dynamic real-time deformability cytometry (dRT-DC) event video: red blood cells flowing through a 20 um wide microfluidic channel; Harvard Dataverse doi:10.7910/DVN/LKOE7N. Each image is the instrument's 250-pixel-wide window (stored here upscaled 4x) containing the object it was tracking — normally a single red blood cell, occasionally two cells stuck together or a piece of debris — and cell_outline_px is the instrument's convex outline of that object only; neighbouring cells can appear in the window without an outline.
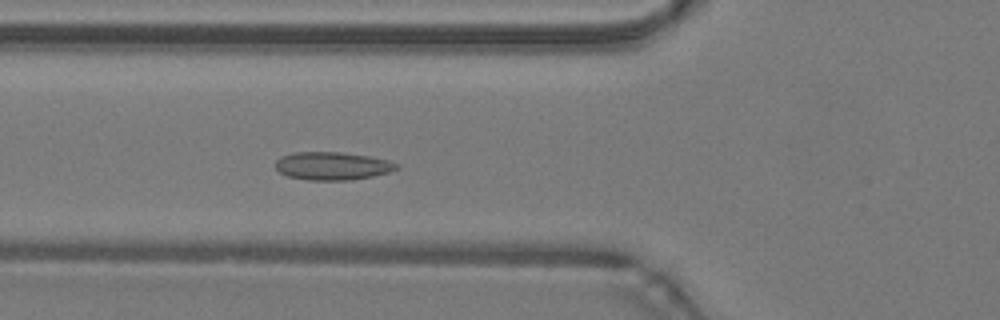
{"species": "common noctule bat (a hibernating species)", "species_latin": "Nyctalus noctula", "temperature_condition": "warm", "stored_images_in_passage": 47, "camera_frame_rate_fps": 3000, "um_per_image_px": 0.085, "animal": {"sex": "male", "body_mass_g": 19.2, "forearm_length_mm": 51.8}, "frame": {"image": 1, "passage_image": 17, "time_ms": 5.333, "image_size_px": [1000, 320], "cell_outline_px": [[400, 168], [388, 172], [372, 176], [352, 180], [308, 180], [288, 176], [280, 172], [276, 168], [276, 160], [280, 156], [292, 152], [340, 152], [368, 156], [388, 160], [400, 164]], "centroid_in_image_um": [28.25, 14.1], "position_along_channel_um": 97.5, "area_um2": 19.83}}
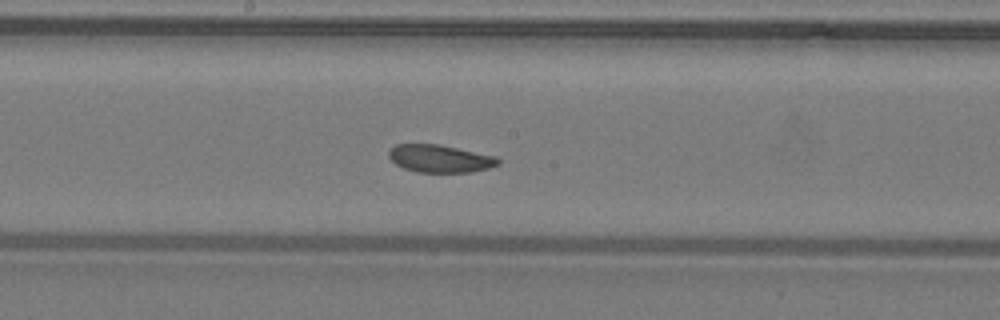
{"frame": {"image": 2, "passage_image": 25, "time_ms": 8.0, "image_size_px": [1000, 320], "cell_outline_px": [[500, 164], [488, 168], [472, 172], [416, 172], [404, 168], [396, 164], [388, 156], [388, 152], [396, 144], [440, 144], [496, 156], [500, 160]], "centroid_in_image_um": [37.41, 13.48], "position_along_channel_um": 210.8, "area_um2": 17.63}}
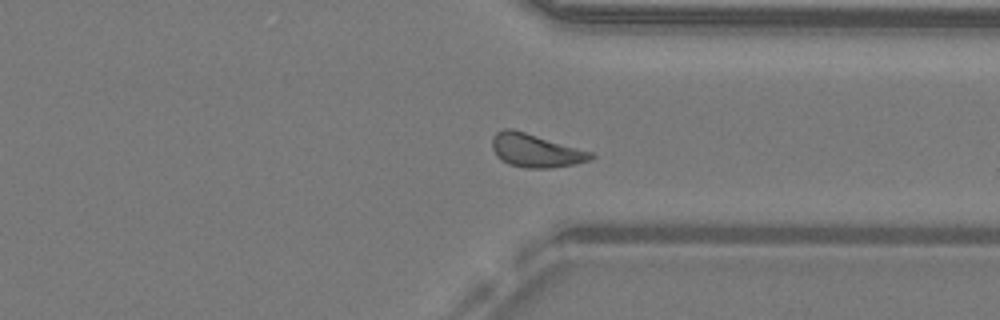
{"frame": {"image": 3, "passage_image": 36, "time_ms": 11.667, "image_size_px": [1000, 320], "cell_outline_px": [[596, 156], [592, 160], [576, 164], [548, 168], [528, 168], [508, 164], [500, 160], [496, 156], [492, 148], [492, 136], [496, 132], [504, 128], [512, 128], [592, 152]], "centroid_in_image_um": [45.52, 12.8], "position_along_channel_um": 365.9, "area_um2": 19.31}, "authors_computed_cell_mechanics": {"area_um2": 18.7272, "velocity_mm_per_s": 4.239, "shape_relaxation_time_tau1_ms": 4.5016, "shape_relaxation_time_tau2_ms": null, "deformation_change_tau1": 0.0951, "deformation_change_tau2": null}}